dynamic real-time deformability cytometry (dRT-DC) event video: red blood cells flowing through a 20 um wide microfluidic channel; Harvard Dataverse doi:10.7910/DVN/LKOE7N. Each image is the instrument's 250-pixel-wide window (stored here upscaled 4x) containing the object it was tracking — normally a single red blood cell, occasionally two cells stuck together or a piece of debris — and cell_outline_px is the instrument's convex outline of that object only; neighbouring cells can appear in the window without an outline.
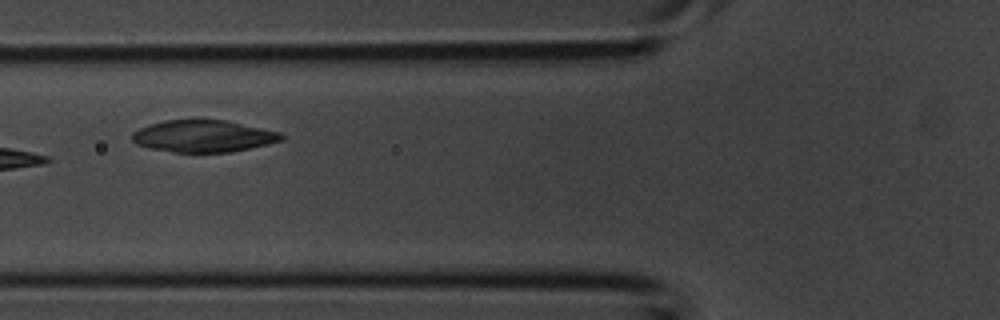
{"species": "common noctule bat (a hibernating species)", "species_latin": "Nyctalus noctula", "temperature_condition": "room temperature", "stored_images_in_passage": 4, "camera_frame_rate_fps": 3000, "um_per_image_px": 0.085, "animal": {"sex": "male", "body_mass_g": 20.1, "forearm_length_mm": 53.5}, "frame": {"image": 1, "passage_image": 3, "time_ms": 0.667, "image_size_px": [1000, 320], "cell_outline_px": [[284, 140], [268, 144], [232, 152], [176, 152], [148, 148], [136, 144], [132, 140], [132, 132], [140, 128], [164, 120], [228, 120], [280, 132], [284, 136]], "centroid_in_image_um": [17.31, 11.57], "position_along_channel_um": 108.5, "area_um2": 27.8}}
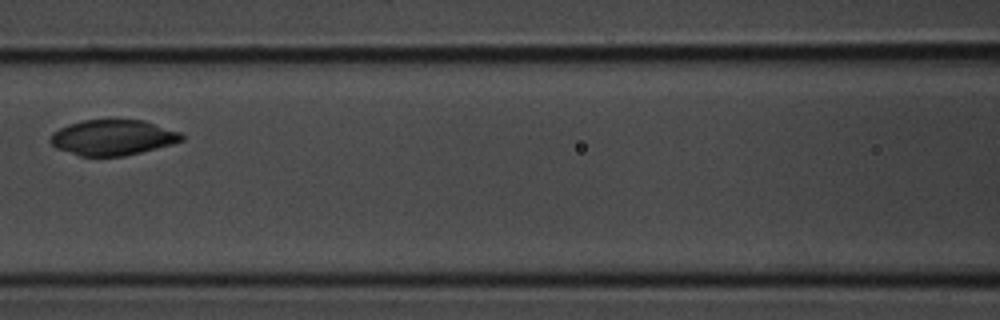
{"frame": {"image": 2, "passage_image": 4, "time_ms": 1.0, "image_size_px": [1000, 320], "cell_outline_px": [[184, 140], [172, 144], [124, 156], [80, 156], [56, 148], [48, 140], [52, 132], [68, 124], [84, 120], [144, 120], [180, 132], [184, 136]], "centroid_in_image_um": [9.57, 11.69], "position_along_channel_um": 157.0, "area_um2": 27.11}}